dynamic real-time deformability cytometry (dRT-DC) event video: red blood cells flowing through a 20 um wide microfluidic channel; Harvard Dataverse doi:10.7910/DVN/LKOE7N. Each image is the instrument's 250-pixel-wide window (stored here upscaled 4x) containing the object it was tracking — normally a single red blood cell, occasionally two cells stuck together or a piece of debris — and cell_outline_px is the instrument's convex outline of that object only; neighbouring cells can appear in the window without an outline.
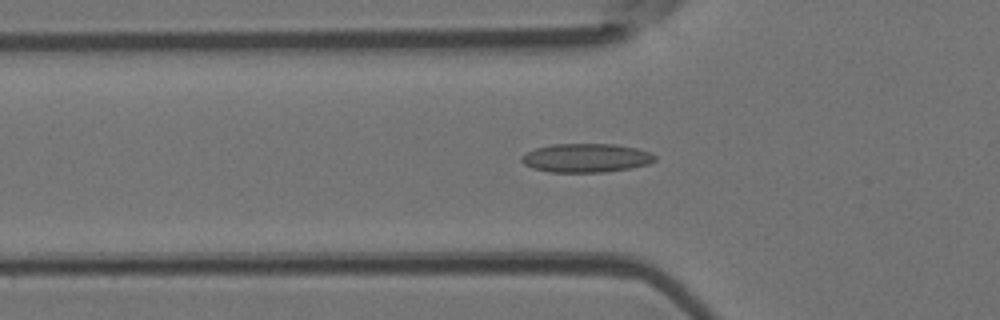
{"species": "Egyptian fruit bat (a non-hibernating species)", "species_latin": "Rousettus aegyptiacus", "temperature_condition": "room temperature", "stored_images_in_passage": 45, "camera_frame_rate_fps": 3000, "um_per_image_px": 0.085, "animal": {"sex": "female"}, "frame": {"image": 1, "passage_image": 16, "time_ms": 5.0, "image_size_px": [1000, 320], "cell_outline_px": [[656, 160], [648, 164], [632, 168], [604, 172], [548, 172], [532, 168], [524, 164], [520, 160], [520, 156], [536, 148], [552, 144], [616, 144], [636, 148], [652, 152], [656, 156]], "centroid_in_image_um": [49.83, 13.42], "position_along_channel_um": 76.0, "area_um2": 22.54}}
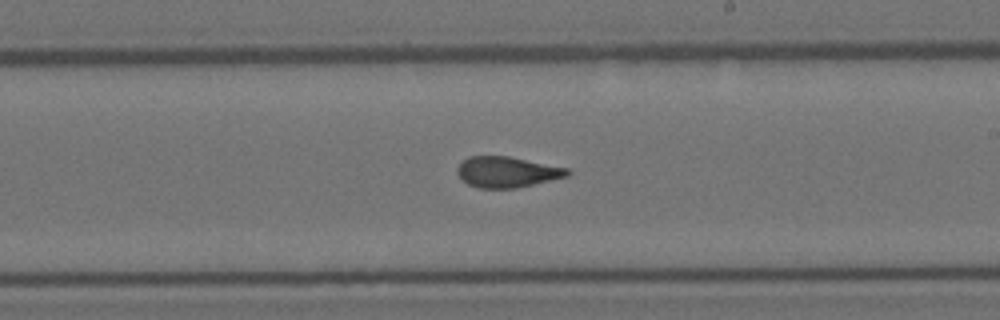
{"frame": {"image": 2, "passage_image": 28, "time_ms": 9.0, "image_size_px": [1000, 320], "cell_outline_px": [[572, 172], [568, 176], [516, 188], [480, 188], [468, 184], [460, 180], [456, 172], [456, 168], [468, 156], [508, 156], [568, 168]], "centroid_in_image_um": [43.07, 14.62], "position_along_channel_um": 245.9, "area_um2": 19.77}}
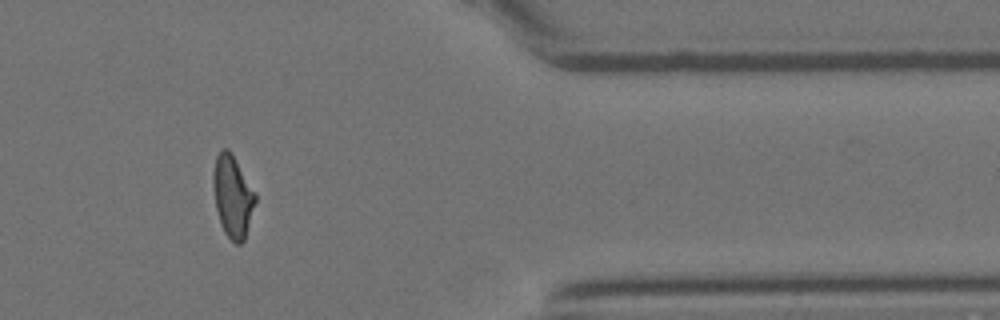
{"frame": {"image": 3, "passage_image": 40, "time_ms": 13.0, "image_size_px": [1000, 320], "cell_outline_px": [[256, 200], [244, 240], [240, 244], [236, 244], [224, 232], [216, 208], [212, 184], [212, 176], [216, 156], [224, 148], [228, 148], [232, 152], [256, 192]], "centroid_in_image_um": [19.78, 16.64], "position_along_channel_um": 391.6, "area_um2": 20.11}}